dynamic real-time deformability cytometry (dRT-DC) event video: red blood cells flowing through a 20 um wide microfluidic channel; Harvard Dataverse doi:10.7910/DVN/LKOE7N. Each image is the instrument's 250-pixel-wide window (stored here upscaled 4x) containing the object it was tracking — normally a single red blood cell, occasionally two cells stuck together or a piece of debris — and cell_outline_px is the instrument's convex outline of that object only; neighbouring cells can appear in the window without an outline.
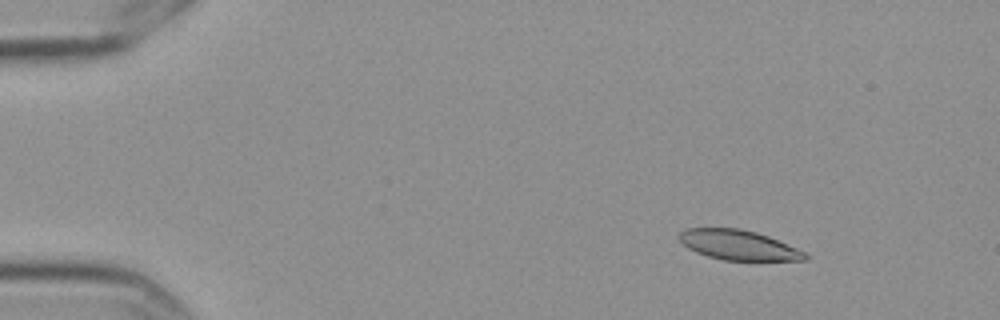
{"species": "Egyptian fruit bat (a non-hibernating species)", "species_latin": "Rousettus aegyptiacus", "temperature_condition": "cold", "stored_images_in_passage": 58, "camera_frame_rate_fps": 3000, "um_per_image_px": 0.085, "frame": {"image": 1, "passage_image": 8, "time_ms": 2.333, "image_size_px": [1000, 320], "cell_outline_px": [[808, 260], [724, 260], [708, 256], [696, 252], [688, 248], [680, 240], [680, 232], [688, 228], [740, 228], [756, 232], [768, 236], [796, 248], [804, 252], [808, 256]], "centroid_in_image_um": [62.77, 20.82], "position_along_channel_um": 22.2, "area_um2": 21.62}}
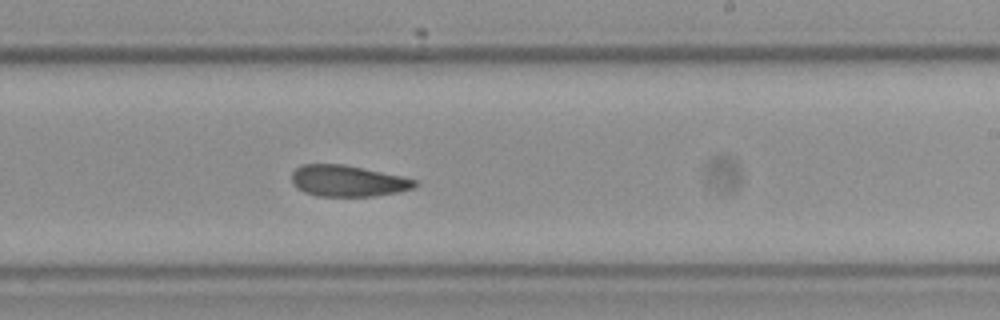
{"frame": {"image": 2, "passage_image": 36, "time_ms": 11.667, "image_size_px": [1000, 320], "cell_outline_px": [[416, 188], [400, 192], [376, 196], [316, 196], [304, 192], [296, 188], [292, 184], [292, 172], [300, 164], [344, 164], [400, 176], [416, 180]], "centroid_in_image_um": [29.53, 15.38], "position_along_channel_um": 259.5, "area_um2": 22.54}}
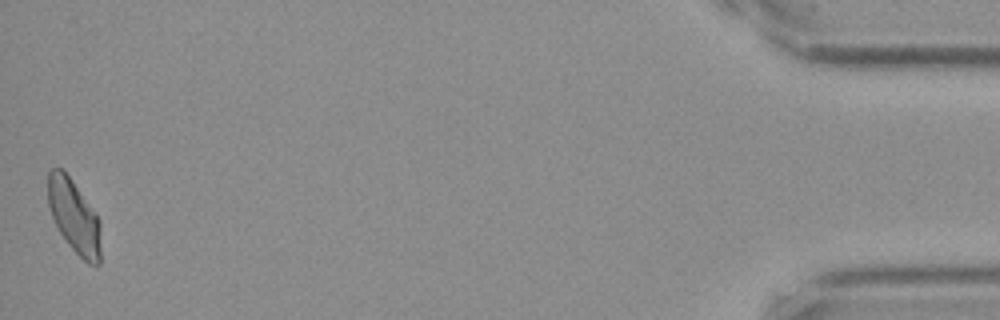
{"frame": {"image": 3, "passage_image": 58, "time_ms": 19.0, "image_size_px": [1000, 320], "cell_outline_px": [[100, 264], [88, 264], [68, 244], [60, 232], [52, 216], [48, 204], [48, 172], [52, 168], [60, 168], [68, 176], [100, 220]], "centroid_in_image_um": [6.29, 18.42], "position_along_channel_um": 428.9, "area_um2": 22.02}, "authors_computed_cell_mechanics": {"area_um2": 22.9466, "velocity_mm_per_s": 3.5083, "shape_relaxation_time_tau1_ms": null, "shape_relaxation_time_tau2_ms": 4.3087, "deformation_change_tau1": null, "deformation_change_tau2": 0.111}}